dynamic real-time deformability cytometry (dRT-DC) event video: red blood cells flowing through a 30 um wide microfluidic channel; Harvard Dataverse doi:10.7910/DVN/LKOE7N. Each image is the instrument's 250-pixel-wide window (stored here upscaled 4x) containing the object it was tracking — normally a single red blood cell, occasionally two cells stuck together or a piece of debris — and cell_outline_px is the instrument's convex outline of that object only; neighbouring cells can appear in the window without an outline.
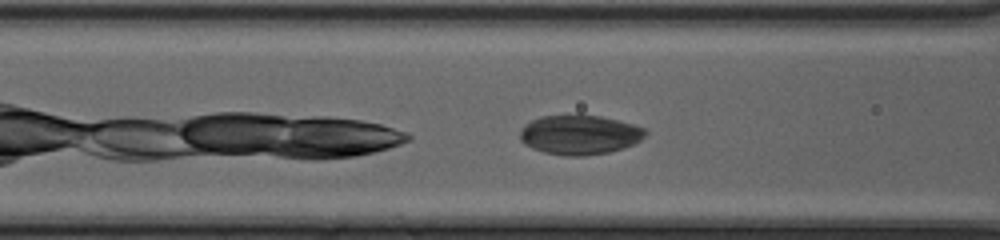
{"species": "common noctule bat (a hibernating species)", "species_latin": "Nyctalus noctula", "temperature_condition": "cold", "stored_images_in_passage": 7, "camera_frame_rate_fps": 3000, "um_per_image_px": 0.085, "animal": {"sex": "female", "body_mass_g": 20.0, "forearm_length_mm": 54.0}, "frame": {"image": 1, "passage_image": 5, "time_ms": 1.333, "image_size_px": [1000, 240], "cell_outline_px": [[648, 132], [640, 140], [632, 144], [608, 152], [584, 156], [564, 156], [544, 152], [532, 148], [524, 144], [520, 140], [520, 132], [532, 120], [544, 116], [576, 112], [580, 112], [600, 116], [632, 124], [644, 128]], "centroid_in_image_um": [49.25, 11.42], "position_along_channel_um": 117.4, "area_um2": 29.13}}